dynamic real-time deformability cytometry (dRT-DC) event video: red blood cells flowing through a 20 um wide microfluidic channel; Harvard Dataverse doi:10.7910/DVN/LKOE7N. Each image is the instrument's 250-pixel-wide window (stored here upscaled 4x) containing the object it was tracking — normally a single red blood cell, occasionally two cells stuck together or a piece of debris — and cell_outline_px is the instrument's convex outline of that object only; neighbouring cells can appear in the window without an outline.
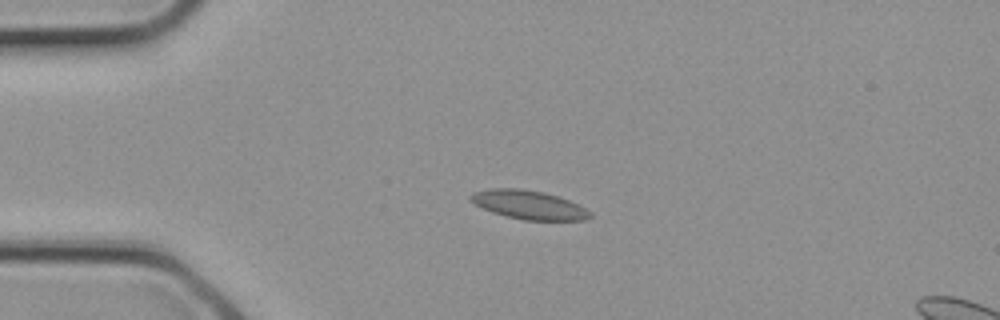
{"species": "common noctule bat (a hibernating species)", "species_latin": "Nyctalus noctula", "temperature_condition": "cold", "stored_images_in_passage": 3, "segment_of_instrument_passage": [1, 2], "camera_frame_rate_fps": 3000, "um_per_image_px": 0.085, "animal": {"sex": "female", "body_mass_g": 21.9}, "frame": {"image": 1, "passage_image": 2, "time_ms": 0.333, "image_size_px": [1000, 320], "cell_outline_px": [[592, 216], [584, 220], [524, 220], [492, 212], [476, 204], [468, 196], [472, 192], [488, 188], [520, 188], [544, 192], [568, 200], [592, 212]], "centroid_in_image_um": [44.93, 17.4], "position_along_channel_um": 40.1, "area_um2": 19.83}}